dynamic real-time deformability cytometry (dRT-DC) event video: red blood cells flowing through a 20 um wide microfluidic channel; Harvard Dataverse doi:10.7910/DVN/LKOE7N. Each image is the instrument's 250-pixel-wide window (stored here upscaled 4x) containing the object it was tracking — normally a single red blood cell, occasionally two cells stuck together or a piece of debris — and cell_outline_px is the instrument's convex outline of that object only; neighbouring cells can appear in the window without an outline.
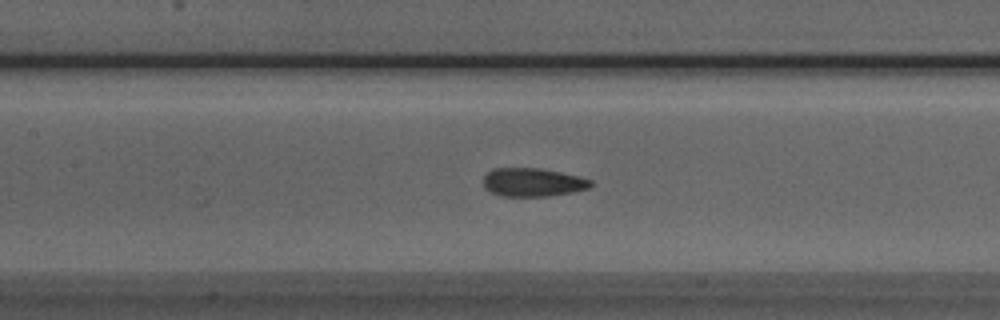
{"species": "Egyptian fruit bat (a non-hibernating species)", "species_latin": "Rousettus aegyptiacus", "temperature_condition": "room temperature", "stored_images_in_passage": 51, "camera_frame_rate_fps": 3000, "um_per_image_px": 0.085, "animal": {"sex": "male"}, "frame": {"image": 1, "passage_image": 23, "time_ms": 7.333, "image_size_px": [1000, 320], "cell_outline_px": [[592, 184], [588, 188], [572, 192], [548, 196], [500, 196], [484, 188], [484, 176], [492, 168], [540, 168], [580, 176], [592, 180]], "centroid_in_image_um": [45.28, 15.49], "position_along_channel_um": 162.1, "area_um2": 17.8}}
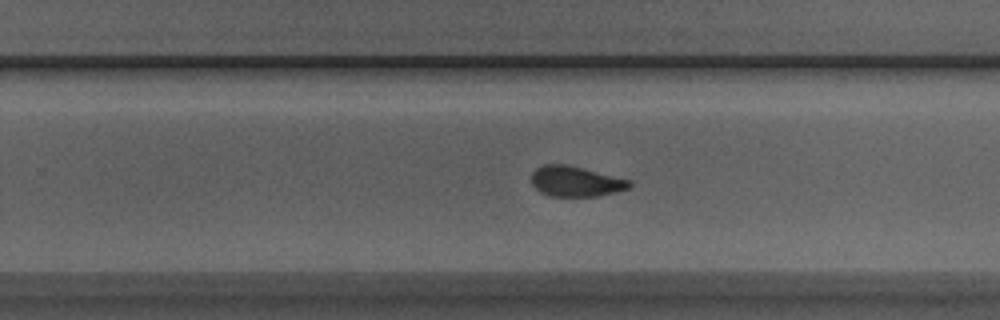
{"frame": {"image": 2, "passage_image": 32, "time_ms": 10.333, "image_size_px": [1000, 320], "cell_outline_px": [[632, 184], [628, 188], [616, 192], [600, 196], [548, 196], [540, 192], [532, 184], [532, 172], [536, 168], [544, 164], [564, 164], [584, 168], [632, 180]], "centroid_in_image_um": [48.95, 15.42], "position_along_channel_um": 280.9, "area_um2": 17.46}}
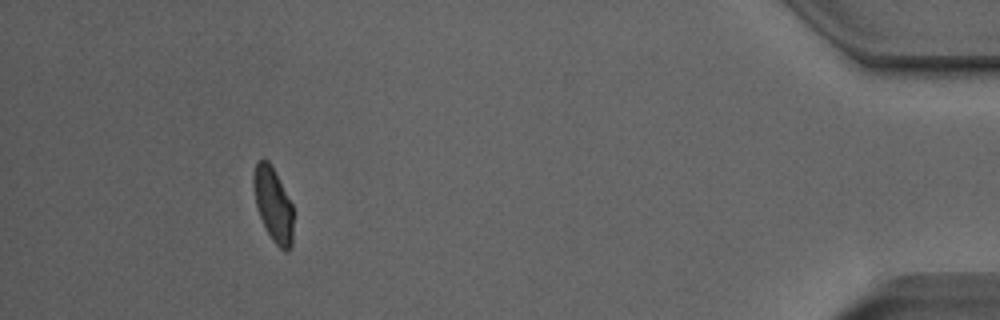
{"frame": {"image": 3, "passage_image": 47, "time_ms": 15.333, "image_size_px": [1000, 320], "cell_outline_px": [[292, 248], [288, 252], [284, 252], [272, 240], [260, 216], [256, 204], [252, 184], [252, 176], [256, 164], [264, 156], [272, 164], [292, 204]], "centroid_in_image_um": [23.22, 17.35], "position_along_channel_um": 412.0, "area_um2": 17.28}, "authors_computed_cell_mechanics": {"area_um2": 18.1492, "velocity_mm_per_s": 3.9703, "shape_relaxation_time_tau1_ms": 3.9152, "shape_relaxation_time_tau2_ms": 1.2709, "deformation_change_tau1": 0.1447, "deformation_change_tau2": 0.0782}}